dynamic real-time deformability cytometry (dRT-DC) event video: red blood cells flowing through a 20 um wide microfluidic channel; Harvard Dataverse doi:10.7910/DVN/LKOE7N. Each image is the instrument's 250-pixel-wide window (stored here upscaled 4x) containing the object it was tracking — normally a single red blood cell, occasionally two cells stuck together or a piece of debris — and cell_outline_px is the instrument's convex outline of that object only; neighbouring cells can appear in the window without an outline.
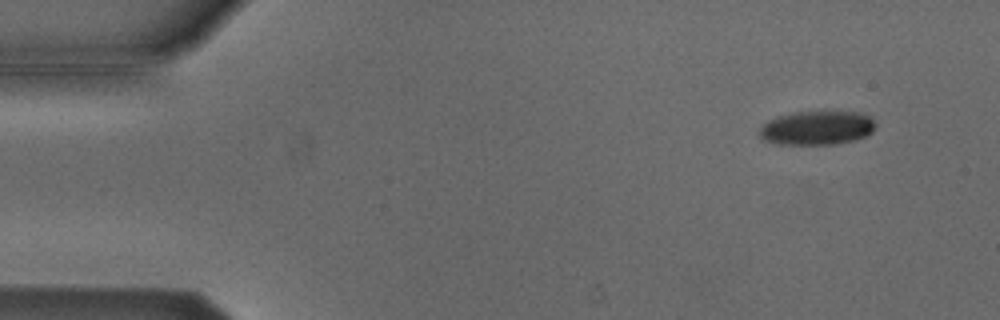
{"species": "Egyptian fruit bat (a non-hibernating species)", "species_latin": "Rousettus aegyptiacus", "temperature_condition": "cold", "stored_images_in_passage": 5, "camera_frame_rate_fps": 3000, "um_per_image_px": 0.085, "animal": {"sex": "male"}, "frame": {"image": 1, "passage_image": 2, "time_ms": 0.333, "image_size_px": [1000, 320], "cell_outline_px": [[876, 128], [868, 136], [856, 140], [832, 144], [780, 144], [764, 140], [760, 136], [760, 128], [768, 120], [780, 116], [796, 112], [860, 112], [868, 116], [876, 124]], "centroid_in_image_um": [69.48, 10.88], "position_along_channel_um": 15.5, "area_um2": 22.83}}